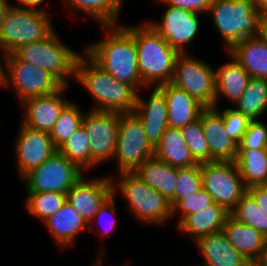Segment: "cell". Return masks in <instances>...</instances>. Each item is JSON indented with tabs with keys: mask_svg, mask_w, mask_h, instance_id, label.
<instances>
[{
	"mask_svg": "<svg viewBox=\"0 0 267 266\" xmlns=\"http://www.w3.org/2000/svg\"><path fill=\"white\" fill-rule=\"evenodd\" d=\"M44 224L61 249H67L68 246L74 245L80 232H83L85 228L88 229V223L67 201Z\"/></svg>",
	"mask_w": 267,
	"mask_h": 266,
	"instance_id": "603a6c76",
	"label": "cell"
},
{
	"mask_svg": "<svg viewBox=\"0 0 267 266\" xmlns=\"http://www.w3.org/2000/svg\"><path fill=\"white\" fill-rule=\"evenodd\" d=\"M207 14L227 52L245 38L259 35L260 15L256 0H214Z\"/></svg>",
	"mask_w": 267,
	"mask_h": 266,
	"instance_id": "5b68a950",
	"label": "cell"
},
{
	"mask_svg": "<svg viewBox=\"0 0 267 266\" xmlns=\"http://www.w3.org/2000/svg\"><path fill=\"white\" fill-rule=\"evenodd\" d=\"M101 252L102 253H99V255H100L99 258L100 259L99 258L97 259L98 261H96V262H98V263H96V264L94 263V266H103V264H102L103 262L102 261L104 260V257L106 256V254H104L105 253L104 251H101ZM125 266H127V265H125Z\"/></svg>",
	"mask_w": 267,
	"mask_h": 266,
	"instance_id": "f907efd6",
	"label": "cell"
},
{
	"mask_svg": "<svg viewBox=\"0 0 267 266\" xmlns=\"http://www.w3.org/2000/svg\"><path fill=\"white\" fill-rule=\"evenodd\" d=\"M238 149H267V124L252 120L238 144Z\"/></svg>",
	"mask_w": 267,
	"mask_h": 266,
	"instance_id": "ab89813d",
	"label": "cell"
},
{
	"mask_svg": "<svg viewBox=\"0 0 267 266\" xmlns=\"http://www.w3.org/2000/svg\"><path fill=\"white\" fill-rule=\"evenodd\" d=\"M115 195L112 194L105 202L104 204L99 208L98 212L95 214L94 218L91 220V222L88 224V229L87 231L89 230V232H93V227H92V223L94 221H101V222H106L105 226L106 227L104 229V232H106L107 234L110 233L111 230H113L115 228V225H116V219L114 220H107L108 216L106 215L108 213V211L110 212H114L115 214H117V208L115 207ZM103 222V224H104ZM108 223V224H107Z\"/></svg>",
	"mask_w": 267,
	"mask_h": 266,
	"instance_id": "b9f144b4",
	"label": "cell"
},
{
	"mask_svg": "<svg viewBox=\"0 0 267 266\" xmlns=\"http://www.w3.org/2000/svg\"><path fill=\"white\" fill-rule=\"evenodd\" d=\"M123 26L135 39L138 71L143 84L149 89L170 83L180 53L172 48L147 21L141 25Z\"/></svg>",
	"mask_w": 267,
	"mask_h": 266,
	"instance_id": "3957f363",
	"label": "cell"
},
{
	"mask_svg": "<svg viewBox=\"0 0 267 266\" xmlns=\"http://www.w3.org/2000/svg\"><path fill=\"white\" fill-rule=\"evenodd\" d=\"M253 266H267V250L262 256L253 264Z\"/></svg>",
	"mask_w": 267,
	"mask_h": 266,
	"instance_id": "681fc988",
	"label": "cell"
},
{
	"mask_svg": "<svg viewBox=\"0 0 267 266\" xmlns=\"http://www.w3.org/2000/svg\"><path fill=\"white\" fill-rule=\"evenodd\" d=\"M175 195L169 200L173 207L179 200L197 193L202 188L201 166L196 164L187 168H178Z\"/></svg>",
	"mask_w": 267,
	"mask_h": 266,
	"instance_id": "8d00e7d4",
	"label": "cell"
},
{
	"mask_svg": "<svg viewBox=\"0 0 267 266\" xmlns=\"http://www.w3.org/2000/svg\"><path fill=\"white\" fill-rule=\"evenodd\" d=\"M195 244L204 259L200 266H253L230 243L223 230L204 236Z\"/></svg>",
	"mask_w": 267,
	"mask_h": 266,
	"instance_id": "ffe728a7",
	"label": "cell"
},
{
	"mask_svg": "<svg viewBox=\"0 0 267 266\" xmlns=\"http://www.w3.org/2000/svg\"><path fill=\"white\" fill-rule=\"evenodd\" d=\"M54 28L45 8L13 5L7 10L0 27V46L13 53L22 45L47 38Z\"/></svg>",
	"mask_w": 267,
	"mask_h": 266,
	"instance_id": "8992f818",
	"label": "cell"
},
{
	"mask_svg": "<svg viewBox=\"0 0 267 266\" xmlns=\"http://www.w3.org/2000/svg\"><path fill=\"white\" fill-rule=\"evenodd\" d=\"M154 156L174 166L187 168L198 164L191 155L181 130L168 127L154 148Z\"/></svg>",
	"mask_w": 267,
	"mask_h": 266,
	"instance_id": "83f0119b",
	"label": "cell"
},
{
	"mask_svg": "<svg viewBox=\"0 0 267 266\" xmlns=\"http://www.w3.org/2000/svg\"><path fill=\"white\" fill-rule=\"evenodd\" d=\"M256 9L260 17H267V0H256Z\"/></svg>",
	"mask_w": 267,
	"mask_h": 266,
	"instance_id": "bcb514c9",
	"label": "cell"
},
{
	"mask_svg": "<svg viewBox=\"0 0 267 266\" xmlns=\"http://www.w3.org/2000/svg\"><path fill=\"white\" fill-rule=\"evenodd\" d=\"M84 176L67 192L69 202L89 224L104 202L113 194L110 176L87 179Z\"/></svg>",
	"mask_w": 267,
	"mask_h": 266,
	"instance_id": "2e32d148",
	"label": "cell"
},
{
	"mask_svg": "<svg viewBox=\"0 0 267 266\" xmlns=\"http://www.w3.org/2000/svg\"><path fill=\"white\" fill-rule=\"evenodd\" d=\"M230 213L221 205L214 203L201 211L185 216L177 224V229L189 234L193 242L223 229Z\"/></svg>",
	"mask_w": 267,
	"mask_h": 266,
	"instance_id": "cb8c5ba5",
	"label": "cell"
},
{
	"mask_svg": "<svg viewBox=\"0 0 267 266\" xmlns=\"http://www.w3.org/2000/svg\"><path fill=\"white\" fill-rule=\"evenodd\" d=\"M67 87L62 86L50 95L25 99L21 103L24 107V119L21 123L31 129L50 133L64 108L71 102L63 97Z\"/></svg>",
	"mask_w": 267,
	"mask_h": 266,
	"instance_id": "e0dca14e",
	"label": "cell"
},
{
	"mask_svg": "<svg viewBox=\"0 0 267 266\" xmlns=\"http://www.w3.org/2000/svg\"><path fill=\"white\" fill-rule=\"evenodd\" d=\"M259 36L267 43V17H260Z\"/></svg>",
	"mask_w": 267,
	"mask_h": 266,
	"instance_id": "f6af8a7d",
	"label": "cell"
},
{
	"mask_svg": "<svg viewBox=\"0 0 267 266\" xmlns=\"http://www.w3.org/2000/svg\"><path fill=\"white\" fill-rule=\"evenodd\" d=\"M154 156L141 120L132 113L120 114L114 159L121 172H134L146 159Z\"/></svg>",
	"mask_w": 267,
	"mask_h": 266,
	"instance_id": "30bf717a",
	"label": "cell"
},
{
	"mask_svg": "<svg viewBox=\"0 0 267 266\" xmlns=\"http://www.w3.org/2000/svg\"><path fill=\"white\" fill-rule=\"evenodd\" d=\"M205 60L180 53L170 83L183 89L205 107H215L216 72Z\"/></svg>",
	"mask_w": 267,
	"mask_h": 266,
	"instance_id": "ba28073f",
	"label": "cell"
},
{
	"mask_svg": "<svg viewBox=\"0 0 267 266\" xmlns=\"http://www.w3.org/2000/svg\"><path fill=\"white\" fill-rule=\"evenodd\" d=\"M5 62L6 77L3 87L10 84L20 103L30 97L50 95L63 86L47 70L20 60L14 53H9Z\"/></svg>",
	"mask_w": 267,
	"mask_h": 266,
	"instance_id": "9c48e42d",
	"label": "cell"
},
{
	"mask_svg": "<svg viewBox=\"0 0 267 266\" xmlns=\"http://www.w3.org/2000/svg\"><path fill=\"white\" fill-rule=\"evenodd\" d=\"M133 173L168 200L175 195L178 168L156 156L146 159Z\"/></svg>",
	"mask_w": 267,
	"mask_h": 266,
	"instance_id": "484cf974",
	"label": "cell"
},
{
	"mask_svg": "<svg viewBox=\"0 0 267 266\" xmlns=\"http://www.w3.org/2000/svg\"><path fill=\"white\" fill-rule=\"evenodd\" d=\"M83 118L84 113L80 110V107L71 100L64 108L49 133L57 149L83 125Z\"/></svg>",
	"mask_w": 267,
	"mask_h": 266,
	"instance_id": "836d02e7",
	"label": "cell"
},
{
	"mask_svg": "<svg viewBox=\"0 0 267 266\" xmlns=\"http://www.w3.org/2000/svg\"><path fill=\"white\" fill-rule=\"evenodd\" d=\"M228 53L251 78L267 79V43L259 35L245 38Z\"/></svg>",
	"mask_w": 267,
	"mask_h": 266,
	"instance_id": "d4e9b609",
	"label": "cell"
},
{
	"mask_svg": "<svg viewBox=\"0 0 267 266\" xmlns=\"http://www.w3.org/2000/svg\"><path fill=\"white\" fill-rule=\"evenodd\" d=\"M113 194H122L128 210L142 223L165 224L172 218L170 201L142 181L133 172H121L116 179L111 175ZM168 220V221H167Z\"/></svg>",
	"mask_w": 267,
	"mask_h": 266,
	"instance_id": "277c9868",
	"label": "cell"
},
{
	"mask_svg": "<svg viewBox=\"0 0 267 266\" xmlns=\"http://www.w3.org/2000/svg\"><path fill=\"white\" fill-rule=\"evenodd\" d=\"M218 107H206L200 114L201 126L215 161H235L238 143L226 132L222 112Z\"/></svg>",
	"mask_w": 267,
	"mask_h": 266,
	"instance_id": "d6986e66",
	"label": "cell"
},
{
	"mask_svg": "<svg viewBox=\"0 0 267 266\" xmlns=\"http://www.w3.org/2000/svg\"><path fill=\"white\" fill-rule=\"evenodd\" d=\"M26 210L35 218L45 222L56 213L66 201V194L60 192H26Z\"/></svg>",
	"mask_w": 267,
	"mask_h": 266,
	"instance_id": "1f68e13d",
	"label": "cell"
},
{
	"mask_svg": "<svg viewBox=\"0 0 267 266\" xmlns=\"http://www.w3.org/2000/svg\"><path fill=\"white\" fill-rule=\"evenodd\" d=\"M10 6H13V5L10 4L8 0H0V27L5 17V14L7 10L10 8Z\"/></svg>",
	"mask_w": 267,
	"mask_h": 266,
	"instance_id": "c3c4849f",
	"label": "cell"
},
{
	"mask_svg": "<svg viewBox=\"0 0 267 266\" xmlns=\"http://www.w3.org/2000/svg\"><path fill=\"white\" fill-rule=\"evenodd\" d=\"M222 118L227 134L239 144L252 120L235 108H224Z\"/></svg>",
	"mask_w": 267,
	"mask_h": 266,
	"instance_id": "f35d334b",
	"label": "cell"
},
{
	"mask_svg": "<svg viewBox=\"0 0 267 266\" xmlns=\"http://www.w3.org/2000/svg\"><path fill=\"white\" fill-rule=\"evenodd\" d=\"M230 243L253 265L267 250V238L229 215L222 229Z\"/></svg>",
	"mask_w": 267,
	"mask_h": 266,
	"instance_id": "7402d4cb",
	"label": "cell"
},
{
	"mask_svg": "<svg viewBox=\"0 0 267 266\" xmlns=\"http://www.w3.org/2000/svg\"><path fill=\"white\" fill-rule=\"evenodd\" d=\"M234 106L251 120H258L265 113L267 106V79L251 78Z\"/></svg>",
	"mask_w": 267,
	"mask_h": 266,
	"instance_id": "4dcf8cb0",
	"label": "cell"
},
{
	"mask_svg": "<svg viewBox=\"0 0 267 266\" xmlns=\"http://www.w3.org/2000/svg\"><path fill=\"white\" fill-rule=\"evenodd\" d=\"M234 162L247 188L267 185V149H238Z\"/></svg>",
	"mask_w": 267,
	"mask_h": 266,
	"instance_id": "f1b7e54d",
	"label": "cell"
},
{
	"mask_svg": "<svg viewBox=\"0 0 267 266\" xmlns=\"http://www.w3.org/2000/svg\"><path fill=\"white\" fill-rule=\"evenodd\" d=\"M159 4L192 11L195 13H208L214 0H156ZM205 12V13H204Z\"/></svg>",
	"mask_w": 267,
	"mask_h": 266,
	"instance_id": "60d3db41",
	"label": "cell"
},
{
	"mask_svg": "<svg viewBox=\"0 0 267 266\" xmlns=\"http://www.w3.org/2000/svg\"><path fill=\"white\" fill-rule=\"evenodd\" d=\"M74 79L94 98L96 106L91 110L119 114L134 112L137 90L128 83L116 80L86 53H81L77 59Z\"/></svg>",
	"mask_w": 267,
	"mask_h": 266,
	"instance_id": "7a4b0ae2",
	"label": "cell"
},
{
	"mask_svg": "<svg viewBox=\"0 0 267 266\" xmlns=\"http://www.w3.org/2000/svg\"><path fill=\"white\" fill-rule=\"evenodd\" d=\"M202 188L229 213L247 192L234 161L201 163Z\"/></svg>",
	"mask_w": 267,
	"mask_h": 266,
	"instance_id": "8fae6325",
	"label": "cell"
},
{
	"mask_svg": "<svg viewBox=\"0 0 267 266\" xmlns=\"http://www.w3.org/2000/svg\"><path fill=\"white\" fill-rule=\"evenodd\" d=\"M13 53L20 60L47 70L63 86L69 85V77H75L76 62L81 55L62 43L55 30L44 40L22 45Z\"/></svg>",
	"mask_w": 267,
	"mask_h": 266,
	"instance_id": "52a82bcc",
	"label": "cell"
},
{
	"mask_svg": "<svg viewBox=\"0 0 267 266\" xmlns=\"http://www.w3.org/2000/svg\"><path fill=\"white\" fill-rule=\"evenodd\" d=\"M14 148L16 168L22 179L58 151L49 133L31 129L22 123Z\"/></svg>",
	"mask_w": 267,
	"mask_h": 266,
	"instance_id": "9a60e30c",
	"label": "cell"
},
{
	"mask_svg": "<svg viewBox=\"0 0 267 266\" xmlns=\"http://www.w3.org/2000/svg\"><path fill=\"white\" fill-rule=\"evenodd\" d=\"M58 152L74 163L80 170L90 169V139L85 127L82 125L73 133Z\"/></svg>",
	"mask_w": 267,
	"mask_h": 266,
	"instance_id": "d6a6232c",
	"label": "cell"
},
{
	"mask_svg": "<svg viewBox=\"0 0 267 266\" xmlns=\"http://www.w3.org/2000/svg\"><path fill=\"white\" fill-rule=\"evenodd\" d=\"M102 40L84 47V52L116 80L147 88L138 71L137 47L133 35L122 25H106Z\"/></svg>",
	"mask_w": 267,
	"mask_h": 266,
	"instance_id": "6da1fadb",
	"label": "cell"
},
{
	"mask_svg": "<svg viewBox=\"0 0 267 266\" xmlns=\"http://www.w3.org/2000/svg\"><path fill=\"white\" fill-rule=\"evenodd\" d=\"M120 114L106 111H84L83 126L90 139V169L114 160Z\"/></svg>",
	"mask_w": 267,
	"mask_h": 266,
	"instance_id": "4fadbf2b",
	"label": "cell"
},
{
	"mask_svg": "<svg viewBox=\"0 0 267 266\" xmlns=\"http://www.w3.org/2000/svg\"><path fill=\"white\" fill-rule=\"evenodd\" d=\"M164 93L168 108V126L180 129L199 119L206 108L183 89L166 83L158 86Z\"/></svg>",
	"mask_w": 267,
	"mask_h": 266,
	"instance_id": "44dd1931",
	"label": "cell"
},
{
	"mask_svg": "<svg viewBox=\"0 0 267 266\" xmlns=\"http://www.w3.org/2000/svg\"><path fill=\"white\" fill-rule=\"evenodd\" d=\"M247 193L255 200L267 216V185H254L247 188Z\"/></svg>",
	"mask_w": 267,
	"mask_h": 266,
	"instance_id": "7bdbcfd3",
	"label": "cell"
},
{
	"mask_svg": "<svg viewBox=\"0 0 267 266\" xmlns=\"http://www.w3.org/2000/svg\"><path fill=\"white\" fill-rule=\"evenodd\" d=\"M74 163L58 151L39 167L28 173L23 180L26 192H60L68 190L84 174Z\"/></svg>",
	"mask_w": 267,
	"mask_h": 266,
	"instance_id": "7c38bea8",
	"label": "cell"
},
{
	"mask_svg": "<svg viewBox=\"0 0 267 266\" xmlns=\"http://www.w3.org/2000/svg\"><path fill=\"white\" fill-rule=\"evenodd\" d=\"M180 130L190 149L191 155L197 163L201 164L215 161L210 156L209 145L204 136L200 118L192 123L186 124Z\"/></svg>",
	"mask_w": 267,
	"mask_h": 266,
	"instance_id": "d590c367",
	"label": "cell"
},
{
	"mask_svg": "<svg viewBox=\"0 0 267 266\" xmlns=\"http://www.w3.org/2000/svg\"><path fill=\"white\" fill-rule=\"evenodd\" d=\"M18 1L19 4H22L23 7H33V8H38L37 6H40L39 8L41 9V4L45 0H16Z\"/></svg>",
	"mask_w": 267,
	"mask_h": 266,
	"instance_id": "7dc6e473",
	"label": "cell"
},
{
	"mask_svg": "<svg viewBox=\"0 0 267 266\" xmlns=\"http://www.w3.org/2000/svg\"><path fill=\"white\" fill-rule=\"evenodd\" d=\"M0 52H2V56L4 61H6L8 53L4 48L0 46ZM3 60H0V86H3L5 83V77H6V62L1 63ZM4 68V69H3Z\"/></svg>",
	"mask_w": 267,
	"mask_h": 266,
	"instance_id": "ee69618b",
	"label": "cell"
},
{
	"mask_svg": "<svg viewBox=\"0 0 267 266\" xmlns=\"http://www.w3.org/2000/svg\"><path fill=\"white\" fill-rule=\"evenodd\" d=\"M199 14L192 11L167 5L161 21L150 24L166 41L179 53L185 52V46L198 37L200 19Z\"/></svg>",
	"mask_w": 267,
	"mask_h": 266,
	"instance_id": "5bb4252c",
	"label": "cell"
},
{
	"mask_svg": "<svg viewBox=\"0 0 267 266\" xmlns=\"http://www.w3.org/2000/svg\"><path fill=\"white\" fill-rule=\"evenodd\" d=\"M231 61L223 64L216 72V96L215 107H219L218 101L223 96L229 100L231 104H236L243 95L250 75L243 69V67L228 53Z\"/></svg>",
	"mask_w": 267,
	"mask_h": 266,
	"instance_id": "4316f807",
	"label": "cell"
},
{
	"mask_svg": "<svg viewBox=\"0 0 267 266\" xmlns=\"http://www.w3.org/2000/svg\"><path fill=\"white\" fill-rule=\"evenodd\" d=\"M230 215L238 222L256 229L267 238V216L247 192L237 202Z\"/></svg>",
	"mask_w": 267,
	"mask_h": 266,
	"instance_id": "e575fe53",
	"label": "cell"
},
{
	"mask_svg": "<svg viewBox=\"0 0 267 266\" xmlns=\"http://www.w3.org/2000/svg\"><path fill=\"white\" fill-rule=\"evenodd\" d=\"M67 8L82 11L100 26L118 25L123 0H65Z\"/></svg>",
	"mask_w": 267,
	"mask_h": 266,
	"instance_id": "f546056e",
	"label": "cell"
},
{
	"mask_svg": "<svg viewBox=\"0 0 267 266\" xmlns=\"http://www.w3.org/2000/svg\"><path fill=\"white\" fill-rule=\"evenodd\" d=\"M152 91L147 100L138 92L134 113L141 120L149 143L155 148L169 126L165 95L157 86Z\"/></svg>",
	"mask_w": 267,
	"mask_h": 266,
	"instance_id": "ac0fdd59",
	"label": "cell"
},
{
	"mask_svg": "<svg viewBox=\"0 0 267 266\" xmlns=\"http://www.w3.org/2000/svg\"><path fill=\"white\" fill-rule=\"evenodd\" d=\"M214 203L209 193L201 188L197 193L179 200L172 207V217H176L177 213L178 215L180 214L181 217L179 216L180 219L178 221L180 222L185 216L201 211Z\"/></svg>",
	"mask_w": 267,
	"mask_h": 266,
	"instance_id": "74e56055",
	"label": "cell"
}]
</instances>
